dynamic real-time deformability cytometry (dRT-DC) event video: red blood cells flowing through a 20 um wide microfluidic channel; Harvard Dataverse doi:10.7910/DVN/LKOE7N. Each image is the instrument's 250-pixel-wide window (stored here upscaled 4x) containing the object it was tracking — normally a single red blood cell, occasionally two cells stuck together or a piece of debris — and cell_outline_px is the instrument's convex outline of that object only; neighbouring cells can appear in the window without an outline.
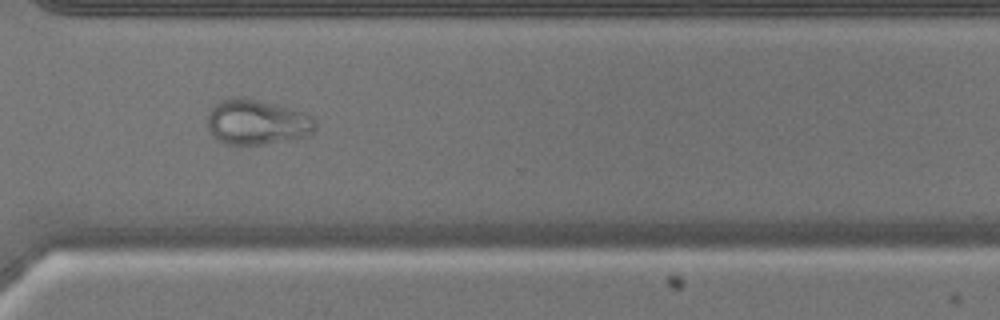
{"species": "common noctule bat (a hibernating species)", "species_latin": "Nyctalus noctula", "temperature_condition": "warm", "stored_images_in_passage": 48, "camera_frame_rate_fps": 3000, "um_per_image_px": 0.085, "animal": {"sex": "male", "body_mass_g": 17.9}, "frame": {"image": 1, "passage_image": 35, "time_ms": 11.333, "image_size_px": [1000, 320], "cell_outline_px": [[316, 128], [308, 136], [292, 140], [264, 144], [220, 144], [212, 136], [208, 128], [208, 112], [212, 104], [220, 100], [236, 96], [244, 96], [308, 112], [316, 120]], "centroid_in_image_um": [21.84, 10.36], "position_along_channel_um": 348.8, "area_um2": 29.3}}